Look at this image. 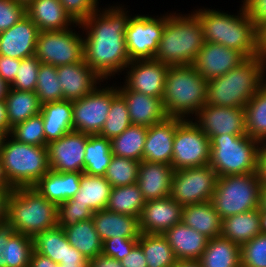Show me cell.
Returning <instances> with one entry per match:
<instances>
[{
	"label": "cell",
	"mask_w": 266,
	"mask_h": 267,
	"mask_svg": "<svg viewBox=\"0 0 266 267\" xmlns=\"http://www.w3.org/2000/svg\"><path fill=\"white\" fill-rule=\"evenodd\" d=\"M127 6L113 1L112 5L100 6L80 23L85 63L104 81L120 78L131 62L125 32L134 12L130 13Z\"/></svg>",
	"instance_id": "obj_1"
},
{
	"label": "cell",
	"mask_w": 266,
	"mask_h": 267,
	"mask_svg": "<svg viewBox=\"0 0 266 267\" xmlns=\"http://www.w3.org/2000/svg\"><path fill=\"white\" fill-rule=\"evenodd\" d=\"M241 3L235 14L212 6L191 11L200 20L205 42L222 44L252 58L259 56V28Z\"/></svg>",
	"instance_id": "obj_2"
},
{
	"label": "cell",
	"mask_w": 266,
	"mask_h": 267,
	"mask_svg": "<svg viewBox=\"0 0 266 267\" xmlns=\"http://www.w3.org/2000/svg\"><path fill=\"white\" fill-rule=\"evenodd\" d=\"M178 11L166 12L154 60L169 66L192 65L205 42L202 25L192 11Z\"/></svg>",
	"instance_id": "obj_3"
},
{
	"label": "cell",
	"mask_w": 266,
	"mask_h": 267,
	"mask_svg": "<svg viewBox=\"0 0 266 267\" xmlns=\"http://www.w3.org/2000/svg\"><path fill=\"white\" fill-rule=\"evenodd\" d=\"M266 83V61L259 55L246 58L226 74L207 83L206 104L245 108Z\"/></svg>",
	"instance_id": "obj_4"
},
{
	"label": "cell",
	"mask_w": 266,
	"mask_h": 267,
	"mask_svg": "<svg viewBox=\"0 0 266 267\" xmlns=\"http://www.w3.org/2000/svg\"><path fill=\"white\" fill-rule=\"evenodd\" d=\"M207 83L193 65L169 66L161 98L167 116L192 119L206 104Z\"/></svg>",
	"instance_id": "obj_5"
},
{
	"label": "cell",
	"mask_w": 266,
	"mask_h": 267,
	"mask_svg": "<svg viewBox=\"0 0 266 267\" xmlns=\"http://www.w3.org/2000/svg\"><path fill=\"white\" fill-rule=\"evenodd\" d=\"M6 221L15 232L33 238L58 226V205L34 187L15 188L9 197Z\"/></svg>",
	"instance_id": "obj_6"
},
{
	"label": "cell",
	"mask_w": 266,
	"mask_h": 267,
	"mask_svg": "<svg viewBox=\"0 0 266 267\" xmlns=\"http://www.w3.org/2000/svg\"><path fill=\"white\" fill-rule=\"evenodd\" d=\"M0 154L6 185L13 189L34 187L50 170L47 147L18 142L9 134L1 139Z\"/></svg>",
	"instance_id": "obj_7"
},
{
	"label": "cell",
	"mask_w": 266,
	"mask_h": 267,
	"mask_svg": "<svg viewBox=\"0 0 266 267\" xmlns=\"http://www.w3.org/2000/svg\"><path fill=\"white\" fill-rule=\"evenodd\" d=\"M261 142L246 135L225 134L210 140V163L218 177L258 172Z\"/></svg>",
	"instance_id": "obj_8"
},
{
	"label": "cell",
	"mask_w": 266,
	"mask_h": 267,
	"mask_svg": "<svg viewBox=\"0 0 266 267\" xmlns=\"http://www.w3.org/2000/svg\"><path fill=\"white\" fill-rule=\"evenodd\" d=\"M258 172L218 177L211 203L222 219L260 206Z\"/></svg>",
	"instance_id": "obj_9"
},
{
	"label": "cell",
	"mask_w": 266,
	"mask_h": 267,
	"mask_svg": "<svg viewBox=\"0 0 266 267\" xmlns=\"http://www.w3.org/2000/svg\"><path fill=\"white\" fill-rule=\"evenodd\" d=\"M35 56L41 63L55 67L82 62L84 50L80 23L72 28L40 32Z\"/></svg>",
	"instance_id": "obj_10"
},
{
	"label": "cell",
	"mask_w": 266,
	"mask_h": 267,
	"mask_svg": "<svg viewBox=\"0 0 266 267\" xmlns=\"http://www.w3.org/2000/svg\"><path fill=\"white\" fill-rule=\"evenodd\" d=\"M210 139L191 120L176 127L171 165L174 170L201 167L210 163Z\"/></svg>",
	"instance_id": "obj_11"
},
{
	"label": "cell",
	"mask_w": 266,
	"mask_h": 267,
	"mask_svg": "<svg viewBox=\"0 0 266 267\" xmlns=\"http://www.w3.org/2000/svg\"><path fill=\"white\" fill-rule=\"evenodd\" d=\"M166 13L149 15L136 13L128 21L125 32L130 61L154 59L165 27Z\"/></svg>",
	"instance_id": "obj_12"
},
{
	"label": "cell",
	"mask_w": 266,
	"mask_h": 267,
	"mask_svg": "<svg viewBox=\"0 0 266 267\" xmlns=\"http://www.w3.org/2000/svg\"><path fill=\"white\" fill-rule=\"evenodd\" d=\"M217 180L210 165L174 170L170 197L182 206L211 201Z\"/></svg>",
	"instance_id": "obj_13"
},
{
	"label": "cell",
	"mask_w": 266,
	"mask_h": 267,
	"mask_svg": "<svg viewBox=\"0 0 266 267\" xmlns=\"http://www.w3.org/2000/svg\"><path fill=\"white\" fill-rule=\"evenodd\" d=\"M110 105L111 82L103 81L90 94L72 101L73 130L89 135L99 134L107 119Z\"/></svg>",
	"instance_id": "obj_14"
},
{
	"label": "cell",
	"mask_w": 266,
	"mask_h": 267,
	"mask_svg": "<svg viewBox=\"0 0 266 267\" xmlns=\"http://www.w3.org/2000/svg\"><path fill=\"white\" fill-rule=\"evenodd\" d=\"M191 120L210 140L222 134H247L244 108L205 104Z\"/></svg>",
	"instance_id": "obj_15"
},
{
	"label": "cell",
	"mask_w": 266,
	"mask_h": 267,
	"mask_svg": "<svg viewBox=\"0 0 266 267\" xmlns=\"http://www.w3.org/2000/svg\"><path fill=\"white\" fill-rule=\"evenodd\" d=\"M88 134L71 131L47 144L50 170L61 173L84 172Z\"/></svg>",
	"instance_id": "obj_16"
},
{
	"label": "cell",
	"mask_w": 266,
	"mask_h": 267,
	"mask_svg": "<svg viewBox=\"0 0 266 267\" xmlns=\"http://www.w3.org/2000/svg\"><path fill=\"white\" fill-rule=\"evenodd\" d=\"M168 69L169 65L154 59L133 60L124 69L121 83L129 90L162 98Z\"/></svg>",
	"instance_id": "obj_17"
},
{
	"label": "cell",
	"mask_w": 266,
	"mask_h": 267,
	"mask_svg": "<svg viewBox=\"0 0 266 267\" xmlns=\"http://www.w3.org/2000/svg\"><path fill=\"white\" fill-rule=\"evenodd\" d=\"M245 59L246 57L235 49L222 44L204 42L192 65L202 78L209 81L226 74Z\"/></svg>",
	"instance_id": "obj_18"
},
{
	"label": "cell",
	"mask_w": 266,
	"mask_h": 267,
	"mask_svg": "<svg viewBox=\"0 0 266 267\" xmlns=\"http://www.w3.org/2000/svg\"><path fill=\"white\" fill-rule=\"evenodd\" d=\"M33 247L56 264H89L87 258L70 245L64 229L59 226L37 233Z\"/></svg>",
	"instance_id": "obj_19"
},
{
	"label": "cell",
	"mask_w": 266,
	"mask_h": 267,
	"mask_svg": "<svg viewBox=\"0 0 266 267\" xmlns=\"http://www.w3.org/2000/svg\"><path fill=\"white\" fill-rule=\"evenodd\" d=\"M40 30L26 15L9 29L0 32V55L23 59L35 55Z\"/></svg>",
	"instance_id": "obj_20"
},
{
	"label": "cell",
	"mask_w": 266,
	"mask_h": 267,
	"mask_svg": "<svg viewBox=\"0 0 266 267\" xmlns=\"http://www.w3.org/2000/svg\"><path fill=\"white\" fill-rule=\"evenodd\" d=\"M183 206L170 196L149 200L140 215V231L148 234H164L182 221Z\"/></svg>",
	"instance_id": "obj_21"
},
{
	"label": "cell",
	"mask_w": 266,
	"mask_h": 267,
	"mask_svg": "<svg viewBox=\"0 0 266 267\" xmlns=\"http://www.w3.org/2000/svg\"><path fill=\"white\" fill-rule=\"evenodd\" d=\"M62 85L63 99L75 101L90 94L104 80L92 70L85 60L70 65L57 66Z\"/></svg>",
	"instance_id": "obj_22"
},
{
	"label": "cell",
	"mask_w": 266,
	"mask_h": 267,
	"mask_svg": "<svg viewBox=\"0 0 266 267\" xmlns=\"http://www.w3.org/2000/svg\"><path fill=\"white\" fill-rule=\"evenodd\" d=\"M117 91L127 104L132 125L150 127L168 117L161 98L129 90L121 82L117 83Z\"/></svg>",
	"instance_id": "obj_23"
},
{
	"label": "cell",
	"mask_w": 266,
	"mask_h": 267,
	"mask_svg": "<svg viewBox=\"0 0 266 267\" xmlns=\"http://www.w3.org/2000/svg\"><path fill=\"white\" fill-rule=\"evenodd\" d=\"M182 120L167 117L162 122L148 127L143 160L171 165L175 131Z\"/></svg>",
	"instance_id": "obj_24"
},
{
	"label": "cell",
	"mask_w": 266,
	"mask_h": 267,
	"mask_svg": "<svg viewBox=\"0 0 266 267\" xmlns=\"http://www.w3.org/2000/svg\"><path fill=\"white\" fill-rule=\"evenodd\" d=\"M33 250L32 237L15 232L7 221L0 223V267H29Z\"/></svg>",
	"instance_id": "obj_25"
},
{
	"label": "cell",
	"mask_w": 266,
	"mask_h": 267,
	"mask_svg": "<svg viewBox=\"0 0 266 267\" xmlns=\"http://www.w3.org/2000/svg\"><path fill=\"white\" fill-rule=\"evenodd\" d=\"M174 169L165 163L140 161L137 184L146 201L169 197Z\"/></svg>",
	"instance_id": "obj_26"
},
{
	"label": "cell",
	"mask_w": 266,
	"mask_h": 267,
	"mask_svg": "<svg viewBox=\"0 0 266 267\" xmlns=\"http://www.w3.org/2000/svg\"><path fill=\"white\" fill-rule=\"evenodd\" d=\"M163 235L167 238L177 260H200L209 240L182 221L169 228Z\"/></svg>",
	"instance_id": "obj_27"
},
{
	"label": "cell",
	"mask_w": 266,
	"mask_h": 267,
	"mask_svg": "<svg viewBox=\"0 0 266 267\" xmlns=\"http://www.w3.org/2000/svg\"><path fill=\"white\" fill-rule=\"evenodd\" d=\"M140 217L103 209L93 213L92 220L101 241L112 237L139 238Z\"/></svg>",
	"instance_id": "obj_28"
},
{
	"label": "cell",
	"mask_w": 266,
	"mask_h": 267,
	"mask_svg": "<svg viewBox=\"0 0 266 267\" xmlns=\"http://www.w3.org/2000/svg\"><path fill=\"white\" fill-rule=\"evenodd\" d=\"M26 14L40 32L63 30L76 24L59 0H33L26 6Z\"/></svg>",
	"instance_id": "obj_29"
},
{
	"label": "cell",
	"mask_w": 266,
	"mask_h": 267,
	"mask_svg": "<svg viewBox=\"0 0 266 267\" xmlns=\"http://www.w3.org/2000/svg\"><path fill=\"white\" fill-rule=\"evenodd\" d=\"M81 172L61 173L49 170L34 186L47 200L59 205L72 199L80 189Z\"/></svg>",
	"instance_id": "obj_30"
},
{
	"label": "cell",
	"mask_w": 266,
	"mask_h": 267,
	"mask_svg": "<svg viewBox=\"0 0 266 267\" xmlns=\"http://www.w3.org/2000/svg\"><path fill=\"white\" fill-rule=\"evenodd\" d=\"M40 113L44 124L46 146L73 131L72 101L63 99L45 103Z\"/></svg>",
	"instance_id": "obj_31"
},
{
	"label": "cell",
	"mask_w": 266,
	"mask_h": 267,
	"mask_svg": "<svg viewBox=\"0 0 266 267\" xmlns=\"http://www.w3.org/2000/svg\"><path fill=\"white\" fill-rule=\"evenodd\" d=\"M182 222L209 239L221 235L222 218L211 201L183 206Z\"/></svg>",
	"instance_id": "obj_32"
},
{
	"label": "cell",
	"mask_w": 266,
	"mask_h": 267,
	"mask_svg": "<svg viewBox=\"0 0 266 267\" xmlns=\"http://www.w3.org/2000/svg\"><path fill=\"white\" fill-rule=\"evenodd\" d=\"M259 222L258 208L229 216L222 219L220 236L241 246L261 234Z\"/></svg>",
	"instance_id": "obj_33"
},
{
	"label": "cell",
	"mask_w": 266,
	"mask_h": 267,
	"mask_svg": "<svg viewBox=\"0 0 266 267\" xmlns=\"http://www.w3.org/2000/svg\"><path fill=\"white\" fill-rule=\"evenodd\" d=\"M112 186L104 176L83 173L80 178V189L72 202L87 205L93 212L106 209Z\"/></svg>",
	"instance_id": "obj_34"
},
{
	"label": "cell",
	"mask_w": 266,
	"mask_h": 267,
	"mask_svg": "<svg viewBox=\"0 0 266 267\" xmlns=\"http://www.w3.org/2000/svg\"><path fill=\"white\" fill-rule=\"evenodd\" d=\"M202 267H241L240 245L221 236L208 240L200 257Z\"/></svg>",
	"instance_id": "obj_35"
},
{
	"label": "cell",
	"mask_w": 266,
	"mask_h": 267,
	"mask_svg": "<svg viewBox=\"0 0 266 267\" xmlns=\"http://www.w3.org/2000/svg\"><path fill=\"white\" fill-rule=\"evenodd\" d=\"M61 228L64 229L70 245L82 253L88 261L102 253V241L92 218Z\"/></svg>",
	"instance_id": "obj_36"
},
{
	"label": "cell",
	"mask_w": 266,
	"mask_h": 267,
	"mask_svg": "<svg viewBox=\"0 0 266 267\" xmlns=\"http://www.w3.org/2000/svg\"><path fill=\"white\" fill-rule=\"evenodd\" d=\"M10 127L40 113L42 104L33 91L9 89L4 99Z\"/></svg>",
	"instance_id": "obj_37"
},
{
	"label": "cell",
	"mask_w": 266,
	"mask_h": 267,
	"mask_svg": "<svg viewBox=\"0 0 266 267\" xmlns=\"http://www.w3.org/2000/svg\"><path fill=\"white\" fill-rule=\"evenodd\" d=\"M113 157L111 140L105 137L89 135L85 147L84 172L89 175L104 176Z\"/></svg>",
	"instance_id": "obj_38"
},
{
	"label": "cell",
	"mask_w": 266,
	"mask_h": 267,
	"mask_svg": "<svg viewBox=\"0 0 266 267\" xmlns=\"http://www.w3.org/2000/svg\"><path fill=\"white\" fill-rule=\"evenodd\" d=\"M138 245L145 255L147 267H172L177 261L163 234L141 233Z\"/></svg>",
	"instance_id": "obj_39"
},
{
	"label": "cell",
	"mask_w": 266,
	"mask_h": 267,
	"mask_svg": "<svg viewBox=\"0 0 266 267\" xmlns=\"http://www.w3.org/2000/svg\"><path fill=\"white\" fill-rule=\"evenodd\" d=\"M146 200L142 195L137 183L112 187L106 209L127 214L134 217H140Z\"/></svg>",
	"instance_id": "obj_40"
},
{
	"label": "cell",
	"mask_w": 266,
	"mask_h": 267,
	"mask_svg": "<svg viewBox=\"0 0 266 267\" xmlns=\"http://www.w3.org/2000/svg\"><path fill=\"white\" fill-rule=\"evenodd\" d=\"M147 130L146 126L130 125L122 134L112 138L113 155L142 161Z\"/></svg>",
	"instance_id": "obj_41"
},
{
	"label": "cell",
	"mask_w": 266,
	"mask_h": 267,
	"mask_svg": "<svg viewBox=\"0 0 266 267\" xmlns=\"http://www.w3.org/2000/svg\"><path fill=\"white\" fill-rule=\"evenodd\" d=\"M132 125L127 104L117 91V82L111 84V105L107 119L98 134L107 139H112L122 134Z\"/></svg>",
	"instance_id": "obj_42"
},
{
	"label": "cell",
	"mask_w": 266,
	"mask_h": 267,
	"mask_svg": "<svg viewBox=\"0 0 266 267\" xmlns=\"http://www.w3.org/2000/svg\"><path fill=\"white\" fill-rule=\"evenodd\" d=\"M244 110L247 135L264 142L266 140V83L249 100Z\"/></svg>",
	"instance_id": "obj_43"
},
{
	"label": "cell",
	"mask_w": 266,
	"mask_h": 267,
	"mask_svg": "<svg viewBox=\"0 0 266 267\" xmlns=\"http://www.w3.org/2000/svg\"><path fill=\"white\" fill-rule=\"evenodd\" d=\"M35 93L42 105L63 100L62 85L55 66L40 64Z\"/></svg>",
	"instance_id": "obj_44"
},
{
	"label": "cell",
	"mask_w": 266,
	"mask_h": 267,
	"mask_svg": "<svg viewBox=\"0 0 266 267\" xmlns=\"http://www.w3.org/2000/svg\"><path fill=\"white\" fill-rule=\"evenodd\" d=\"M140 162L113 155L104 177L112 187L131 185L137 182Z\"/></svg>",
	"instance_id": "obj_45"
},
{
	"label": "cell",
	"mask_w": 266,
	"mask_h": 267,
	"mask_svg": "<svg viewBox=\"0 0 266 267\" xmlns=\"http://www.w3.org/2000/svg\"><path fill=\"white\" fill-rule=\"evenodd\" d=\"M16 141L46 147L41 113L11 127L10 134Z\"/></svg>",
	"instance_id": "obj_46"
},
{
	"label": "cell",
	"mask_w": 266,
	"mask_h": 267,
	"mask_svg": "<svg viewBox=\"0 0 266 267\" xmlns=\"http://www.w3.org/2000/svg\"><path fill=\"white\" fill-rule=\"evenodd\" d=\"M241 267H266V235L258 234L240 246Z\"/></svg>",
	"instance_id": "obj_47"
},
{
	"label": "cell",
	"mask_w": 266,
	"mask_h": 267,
	"mask_svg": "<svg viewBox=\"0 0 266 267\" xmlns=\"http://www.w3.org/2000/svg\"><path fill=\"white\" fill-rule=\"evenodd\" d=\"M40 64L35 55L21 59L20 68L10 88L35 92Z\"/></svg>",
	"instance_id": "obj_48"
},
{
	"label": "cell",
	"mask_w": 266,
	"mask_h": 267,
	"mask_svg": "<svg viewBox=\"0 0 266 267\" xmlns=\"http://www.w3.org/2000/svg\"><path fill=\"white\" fill-rule=\"evenodd\" d=\"M93 213L87 205L66 200L58 205V226H73L80 221L91 219Z\"/></svg>",
	"instance_id": "obj_49"
},
{
	"label": "cell",
	"mask_w": 266,
	"mask_h": 267,
	"mask_svg": "<svg viewBox=\"0 0 266 267\" xmlns=\"http://www.w3.org/2000/svg\"><path fill=\"white\" fill-rule=\"evenodd\" d=\"M64 7L65 12L71 17L75 23H82L99 6L100 0H59ZM100 1V2H99ZM100 4V5H99Z\"/></svg>",
	"instance_id": "obj_50"
},
{
	"label": "cell",
	"mask_w": 266,
	"mask_h": 267,
	"mask_svg": "<svg viewBox=\"0 0 266 267\" xmlns=\"http://www.w3.org/2000/svg\"><path fill=\"white\" fill-rule=\"evenodd\" d=\"M26 15V5L15 0H0V32L9 29Z\"/></svg>",
	"instance_id": "obj_51"
},
{
	"label": "cell",
	"mask_w": 266,
	"mask_h": 267,
	"mask_svg": "<svg viewBox=\"0 0 266 267\" xmlns=\"http://www.w3.org/2000/svg\"><path fill=\"white\" fill-rule=\"evenodd\" d=\"M138 239L120 236L106 239L102 242V253L120 261L138 244Z\"/></svg>",
	"instance_id": "obj_52"
},
{
	"label": "cell",
	"mask_w": 266,
	"mask_h": 267,
	"mask_svg": "<svg viewBox=\"0 0 266 267\" xmlns=\"http://www.w3.org/2000/svg\"><path fill=\"white\" fill-rule=\"evenodd\" d=\"M21 59H15L0 55V77L9 86L13 83L18 68H20Z\"/></svg>",
	"instance_id": "obj_53"
},
{
	"label": "cell",
	"mask_w": 266,
	"mask_h": 267,
	"mask_svg": "<svg viewBox=\"0 0 266 267\" xmlns=\"http://www.w3.org/2000/svg\"><path fill=\"white\" fill-rule=\"evenodd\" d=\"M249 16L254 20L256 26L260 28L266 23V0H242Z\"/></svg>",
	"instance_id": "obj_54"
},
{
	"label": "cell",
	"mask_w": 266,
	"mask_h": 267,
	"mask_svg": "<svg viewBox=\"0 0 266 267\" xmlns=\"http://www.w3.org/2000/svg\"><path fill=\"white\" fill-rule=\"evenodd\" d=\"M120 262L123 267H147L145 255L138 244Z\"/></svg>",
	"instance_id": "obj_55"
},
{
	"label": "cell",
	"mask_w": 266,
	"mask_h": 267,
	"mask_svg": "<svg viewBox=\"0 0 266 267\" xmlns=\"http://www.w3.org/2000/svg\"><path fill=\"white\" fill-rule=\"evenodd\" d=\"M88 267H123L121 262L104 255L103 253L98 254L95 258L89 260Z\"/></svg>",
	"instance_id": "obj_56"
},
{
	"label": "cell",
	"mask_w": 266,
	"mask_h": 267,
	"mask_svg": "<svg viewBox=\"0 0 266 267\" xmlns=\"http://www.w3.org/2000/svg\"><path fill=\"white\" fill-rule=\"evenodd\" d=\"M12 190L13 188L8 187L7 185L0 186V223L6 221L8 201Z\"/></svg>",
	"instance_id": "obj_57"
},
{
	"label": "cell",
	"mask_w": 266,
	"mask_h": 267,
	"mask_svg": "<svg viewBox=\"0 0 266 267\" xmlns=\"http://www.w3.org/2000/svg\"><path fill=\"white\" fill-rule=\"evenodd\" d=\"M29 267H59V264H56L50 258L33 250Z\"/></svg>",
	"instance_id": "obj_58"
},
{
	"label": "cell",
	"mask_w": 266,
	"mask_h": 267,
	"mask_svg": "<svg viewBox=\"0 0 266 267\" xmlns=\"http://www.w3.org/2000/svg\"><path fill=\"white\" fill-rule=\"evenodd\" d=\"M258 175L262 185H266V143L261 142L258 155Z\"/></svg>",
	"instance_id": "obj_59"
},
{
	"label": "cell",
	"mask_w": 266,
	"mask_h": 267,
	"mask_svg": "<svg viewBox=\"0 0 266 267\" xmlns=\"http://www.w3.org/2000/svg\"><path fill=\"white\" fill-rule=\"evenodd\" d=\"M11 127L8 123L6 104L4 100L0 101V134L2 136L10 134Z\"/></svg>",
	"instance_id": "obj_60"
},
{
	"label": "cell",
	"mask_w": 266,
	"mask_h": 267,
	"mask_svg": "<svg viewBox=\"0 0 266 267\" xmlns=\"http://www.w3.org/2000/svg\"><path fill=\"white\" fill-rule=\"evenodd\" d=\"M259 55L266 61V23L259 28Z\"/></svg>",
	"instance_id": "obj_61"
},
{
	"label": "cell",
	"mask_w": 266,
	"mask_h": 267,
	"mask_svg": "<svg viewBox=\"0 0 266 267\" xmlns=\"http://www.w3.org/2000/svg\"><path fill=\"white\" fill-rule=\"evenodd\" d=\"M172 267H202L199 260H177Z\"/></svg>",
	"instance_id": "obj_62"
},
{
	"label": "cell",
	"mask_w": 266,
	"mask_h": 267,
	"mask_svg": "<svg viewBox=\"0 0 266 267\" xmlns=\"http://www.w3.org/2000/svg\"><path fill=\"white\" fill-rule=\"evenodd\" d=\"M259 216H260V231L261 234L266 235V209L263 208L261 205L258 207Z\"/></svg>",
	"instance_id": "obj_63"
},
{
	"label": "cell",
	"mask_w": 266,
	"mask_h": 267,
	"mask_svg": "<svg viewBox=\"0 0 266 267\" xmlns=\"http://www.w3.org/2000/svg\"><path fill=\"white\" fill-rule=\"evenodd\" d=\"M9 89L10 86L0 77V101L6 98Z\"/></svg>",
	"instance_id": "obj_64"
},
{
	"label": "cell",
	"mask_w": 266,
	"mask_h": 267,
	"mask_svg": "<svg viewBox=\"0 0 266 267\" xmlns=\"http://www.w3.org/2000/svg\"><path fill=\"white\" fill-rule=\"evenodd\" d=\"M260 205L266 209V185L261 187Z\"/></svg>",
	"instance_id": "obj_65"
},
{
	"label": "cell",
	"mask_w": 266,
	"mask_h": 267,
	"mask_svg": "<svg viewBox=\"0 0 266 267\" xmlns=\"http://www.w3.org/2000/svg\"><path fill=\"white\" fill-rule=\"evenodd\" d=\"M1 185H6V178H5V173L3 170L2 156L0 154V186Z\"/></svg>",
	"instance_id": "obj_66"
},
{
	"label": "cell",
	"mask_w": 266,
	"mask_h": 267,
	"mask_svg": "<svg viewBox=\"0 0 266 267\" xmlns=\"http://www.w3.org/2000/svg\"><path fill=\"white\" fill-rule=\"evenodd\" d=\"M59 267H88V264H59Z\"/></svg>",
	"instance_id": "obj_67"
},
{
	"label": "cell",
	"mask_w": 266,
	"mask_h": 267,
	"mask_svg": "<svg viewBox=\"0 0 266 267\" xmlns=\"http://www.w3.org/2000/svg\"><path fill=\"white\" fill-rule=\"evenodd\" d=\"M16 2H19V3H22V4H24V5H28L31 1H33V0H15Z\"/></svg>",
	"instance_id": "obj_68"
}]
</instances>
